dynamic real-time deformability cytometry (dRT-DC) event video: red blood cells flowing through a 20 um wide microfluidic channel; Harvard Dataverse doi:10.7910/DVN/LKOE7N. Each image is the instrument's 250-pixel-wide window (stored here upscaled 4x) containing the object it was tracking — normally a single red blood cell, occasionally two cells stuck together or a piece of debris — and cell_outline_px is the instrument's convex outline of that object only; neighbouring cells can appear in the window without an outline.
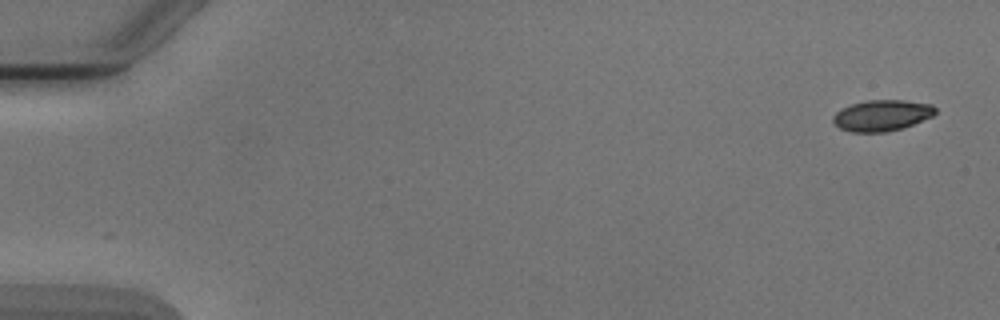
{"species": "Egyptian fruit bat (a non-hibernating species)", "species_latin": "Rousettus aegyptiacus", "temperature_condition": "cold", "stored_images_in_passage": 4, "camera_frame_rate_fps": 3000, "um_per_image_px": 0.085, "animal": {"sex": "male"}, "frame": {"image": 1, "passage_image": 1, "time_ms": 0.0, "image_size_px": [1000, 320], "cell_outline_px": [[936, 112], [932, 116], [912, 124], [900, 128], [884, 132], [852, 132], [840, 128], [832, 120], [832, 116], [840, 108], [852, 104], [868, 100], [904, 100], [932, 104], [936, 108]], "centroid_in_image_um": [74.94, 9.8], "position_along_channel_um": 10.1, "area_um2": 18.38}}
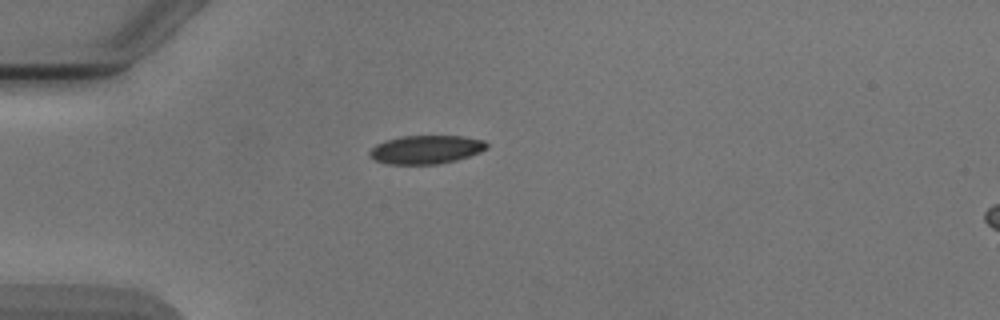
{"frame": {"image": 2, "passage_image": 4, "time_ms": 4.333, "image_size_px": [1000, 320], "cell_outline_px": [[488, 148], [480, 152], [456, 160], [436, 164], [384, 164], [368, 156], [368, 152], [376, 144], [384, 140], [400, 136], [464, 136], [484, 140], [488, 144]], "centroid_in_image_um": [36.19, 12.71], "position_along_channel_um": 48.8, "area_um2": 19.59}}